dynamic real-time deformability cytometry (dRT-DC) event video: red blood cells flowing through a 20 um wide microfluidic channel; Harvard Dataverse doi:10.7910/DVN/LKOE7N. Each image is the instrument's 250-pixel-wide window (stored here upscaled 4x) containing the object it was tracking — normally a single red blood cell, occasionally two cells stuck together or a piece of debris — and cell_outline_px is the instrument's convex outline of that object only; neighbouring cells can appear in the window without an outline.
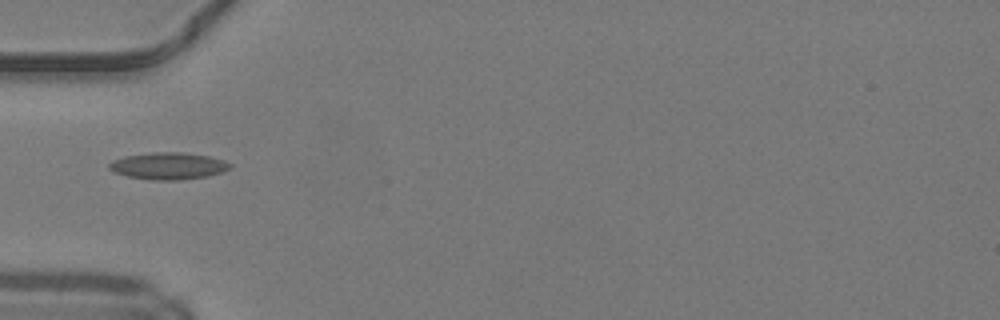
{"species": "common noctule bat (a hibernating species)", "species_latin": "Nyctalus noctula", "temperature_condition": "warm", "stored_images_in_passage": 24, "camera_frame_rate_fps": 3000, "um_per_image_px": 0.085, "animal": {"sex": "male", "body_mass_g": 19.2, "forearm_length_mm": 51.8}, "frame": {"image": 1, "passage_image": 1, "time_ms": 0.0, "image_size_px": [1000, 320], "cell_outline_px": [[232, 168], [208, 176], [176, 180], [152, 180], [128, 176], [116, 172], [108, 168], [108, 164], [112, 160], [124, 156], [152, 152], [180, 152], [208, 156], [224, 160], [232, 164]], "centroid_in_image_um": [14.31, 14.1], "position_along_channel_um": 70.7, "area_um2": 18.9}}
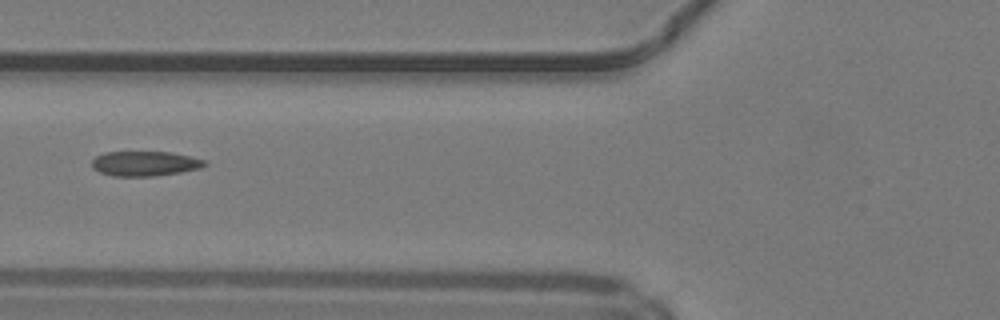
{"frame": {"image": 2, "passage_image": 4, "time_ms": 1.0, "image_size_px": [1000, 320], "cell_outline_px": [[208, 164], [200, 168], [180, 172], [152, 176], [112, 176], [100, 172], [92, 168], [92, 160], [96, 156], [104, 152], [172, 152], [192, 156], [204, 160]], "centroid_in_image_um": [12.31, 13.9], "position_along_channel_um": 113.5, "area_um2": 16.36}, "authors_computed_cell_mechanics": {"area_um2": 16.5597, "velocity_mm_per_s": 4.2191, "shape_relaxation_time_tau1_ms": 10.4694, "shape_relaxation_time_tau2_ms": 1.4488, "deformation_change_tau1": 0.2652, "deformation_change_tau2": 0.0682}}